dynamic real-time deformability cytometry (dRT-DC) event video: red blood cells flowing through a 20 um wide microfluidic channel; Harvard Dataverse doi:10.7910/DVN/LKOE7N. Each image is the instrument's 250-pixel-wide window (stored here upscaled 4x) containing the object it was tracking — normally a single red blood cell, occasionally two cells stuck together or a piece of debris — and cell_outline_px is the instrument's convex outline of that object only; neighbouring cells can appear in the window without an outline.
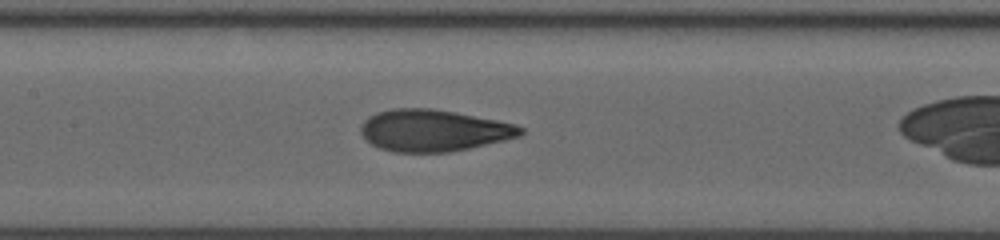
{"species": "human", "species_latin": "Homo sapiens", "temperature_condition": "room temperature", "stored_images_in_passage": 43, "camera_frame_rate_fps": 3000, "um_per_image_px": 0.085, "donor": {"sex": "male"}, "frame": {"image": 1, "passage_image": 12, "time_ms": 1.333, "image_size_px": [1000, 240], "cell_outline_px": [[524, 132], [520, 136], [504, 140], [468, 148], [448, 152], [392, 152], [380, 148], [372, 144], [360, 132], [360, 128], [364, 120], [368, 116], [376, 112], [392, 108], [432, 108], [456, 112], [516, 124], [524, 128]], "centroid_in_image_um": [36.84, 11.08], "position_along_channel_um": 170.6, "area_um2": 38.84}}
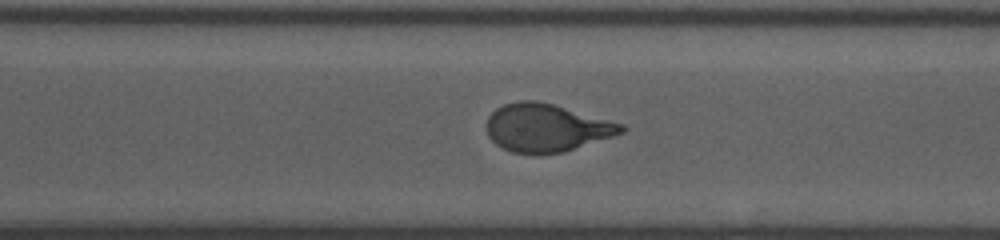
{"frame": {"image": 2, "passage_image": 30, "time_ms": 5.333, "image_size_px": [1000, 240], "cell_outline_px": [[628, 128], [624, 132], [612, 136], [560, 152], [532, 156], [512, 152], [496, 144], [488, 136], [488, 116], [496, 108], [504, 104], [520, 100], [536, 100], [552, 104], [624, 124]], "centroid_in_image_um": [46.42, 10.87], "position_along_channel_um": 324.2, "area_um2": 37.4}}
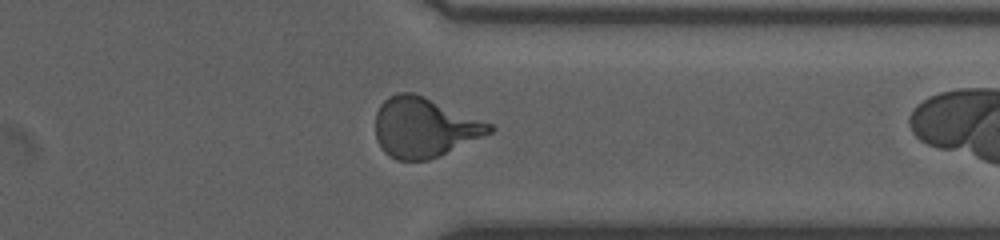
{"frame": {"image": 3, "passage_image": 40, "time_ms": 6.667, "image_size_px": [1000, 240], "cell_outline_px": [[496, 128], [492, 132], [484, 136], [440, 156], [428, 160], [396, 160], [384, 152], [376, 140], [376, 112], [380, 104], [388, 96], [396, 92], [412, 92], [424, 96], [492, 124]], "centroid_in_image_um": [36.04, 10.83], "position_along_channel_um": 375.4, "area_um2": 39.77}}